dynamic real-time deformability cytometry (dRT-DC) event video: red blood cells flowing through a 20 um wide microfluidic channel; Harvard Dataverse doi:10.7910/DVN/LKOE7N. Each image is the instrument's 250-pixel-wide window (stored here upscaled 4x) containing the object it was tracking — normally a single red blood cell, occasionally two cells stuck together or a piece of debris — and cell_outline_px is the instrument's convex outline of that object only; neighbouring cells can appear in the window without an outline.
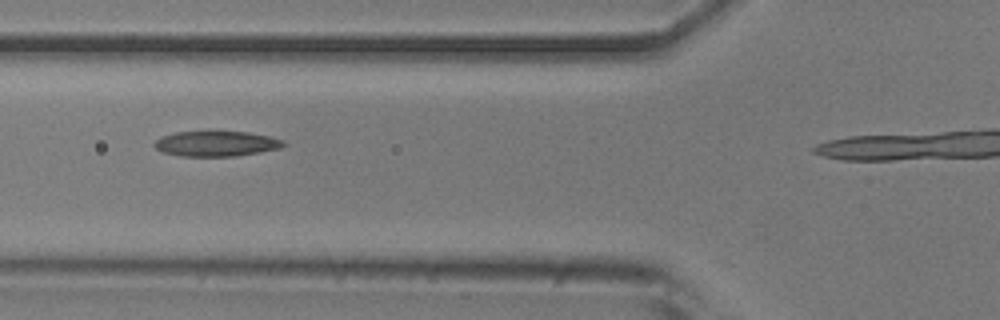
{"species": "common noctule bat (a hibernating species)", "species_latin": "Nyctalus noctula", "temperature_condition": "room temperature", "stored_images_in_passage": 4, "camera_frame_rate_fps": 3000, "um_per_image_px": 0.085, "animal": {"sex": "male", "body_mass_g": 20.5, "forearm_length_mm": 52.5}, "frame": {"image": 1, "passage_image": 3, "time_ms": 0.667, "image_size_px": [1000, 320], "cell_outline_px": [[288, 144], [280, 148], [260, 152], [236, 156], [180, 156], [164, 152], [156, 148], [152, 144], [160, 136], [176, 132], [248, 132], [272, 136], [284, 140]], "centroid_in_image_um": [18.42, 12.21], "position_along_channel_um": 107.4, "area_um2": 19.07}}